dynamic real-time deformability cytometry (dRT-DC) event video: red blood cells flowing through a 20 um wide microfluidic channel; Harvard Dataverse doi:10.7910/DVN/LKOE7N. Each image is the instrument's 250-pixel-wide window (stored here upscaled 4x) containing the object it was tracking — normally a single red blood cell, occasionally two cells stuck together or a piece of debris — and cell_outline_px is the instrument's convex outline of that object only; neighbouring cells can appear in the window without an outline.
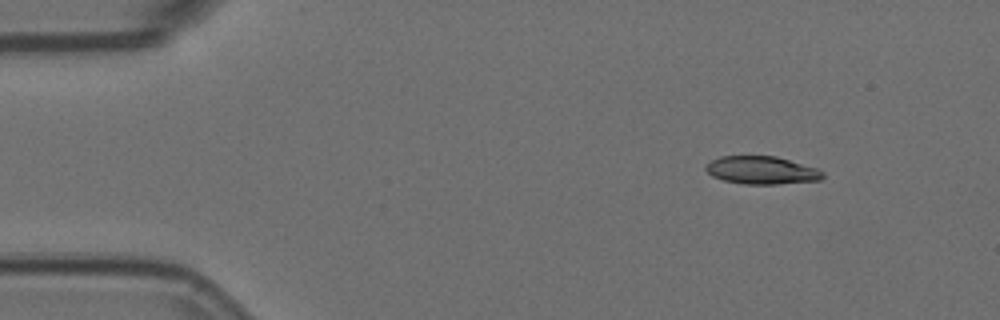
{"species": "Egyptian fruit bat (a non-hibernating species)", "species_latin": "Rousettus aegyptiacus", "temperature_condition": "room temperature", "stored_images_in_passage": 8, "camera_frame_rate_fps": 3000, "um_per_image_px": 0.085, "animal": {"sex": "female"}, "frame": {"image": 1, "passage_image": 1, "time_ms": 0.0, "image_size_px": [1000, 320], "cell_outline_px": [[824, 176], [820, 180], [776, 184], [744, 184], [724, 180], [712, 176], [704, 168], [712, 160], [720, 156], [776, 156], [816, 168], [824, 172]], "centroid_in_image_um": [64.74, 14.47], "position_along_channel_um": 20.3, "area_um2": 18.84}}
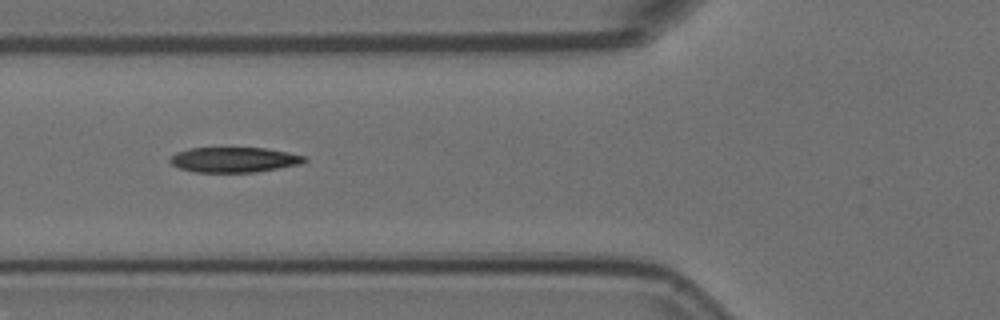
{"frame": {"image": 2, "passage_image": 5, "time_ms": 1.333, "image_size_px": [1000, 320], "cell_outline_px": [[308, 160], [300, 164], [256, 172], [196, 172], [180, 168], [172, 164], [168, 160], [176, 152], [188, 148], [264, 148], [304, 156]], "centroid_in_image_um": [19.86, 13.58], "position_along_channel_um": 105.9, "area_um2": 19.48}}
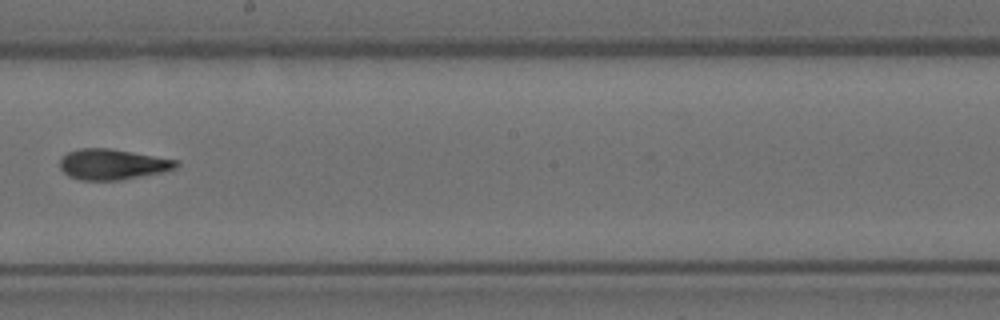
{"frame": {"image": 3, "passage_image": 8, "time_ms": 2.333, "image_size_px": [1000, 320], "cell_outline_px": [[180, 164], [176, 168], [160, 172], [120, 180], [80, 180], [68, 176], [60, 168], [60, 160], [68, 152], [80, 148], [108, 148], [180, 160]], "centroid_in_image_um": [9.57, 13.96], "position_along_channel_um": 238.6, "area_um2": 20.63}}